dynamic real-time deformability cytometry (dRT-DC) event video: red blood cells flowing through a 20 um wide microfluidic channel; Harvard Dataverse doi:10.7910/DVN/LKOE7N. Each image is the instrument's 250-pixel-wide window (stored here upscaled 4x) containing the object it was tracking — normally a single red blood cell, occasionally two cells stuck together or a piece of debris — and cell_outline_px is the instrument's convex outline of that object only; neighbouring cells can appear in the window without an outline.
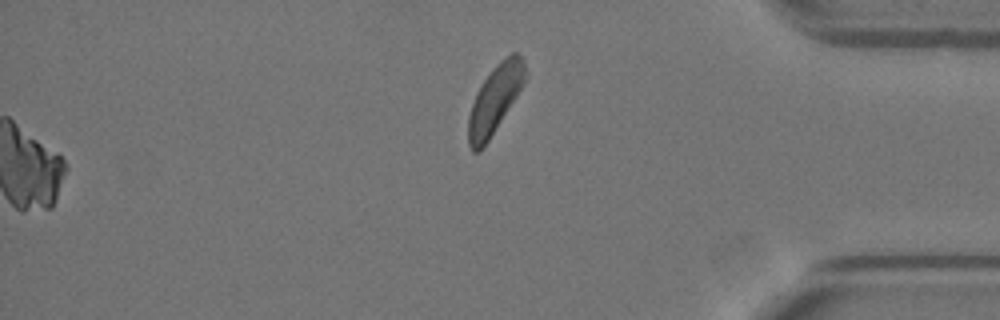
{"species": "Egyptian fruit bat (a non-hibernating species)", "species_latin": "Rousettus aegyptiacus", "temperature_condition": "warm", "stored_images_in_passage": 39, "camera_frame_rate_fps": 3000, "um_per_image_px": 0.085, "animal": {"sex": "female"}, "frame": {"image": 1, "passage_image": 39, "time_ms": 12.667, "image_size_px": [1000, 320], "cell_outline_px": [[524, 80], [516, 96], [488, 140], [480, 152], [472, 152], [468, 144], [468, 116], [476, 92], [480, 84], [492, 68], [504, 56], [512, 52], [516, 52], [524, 60]], "centroid_in_image_um": [42.01, 8.44], "position_along_channel_um": 393.2, "area_um2": 22.08}}